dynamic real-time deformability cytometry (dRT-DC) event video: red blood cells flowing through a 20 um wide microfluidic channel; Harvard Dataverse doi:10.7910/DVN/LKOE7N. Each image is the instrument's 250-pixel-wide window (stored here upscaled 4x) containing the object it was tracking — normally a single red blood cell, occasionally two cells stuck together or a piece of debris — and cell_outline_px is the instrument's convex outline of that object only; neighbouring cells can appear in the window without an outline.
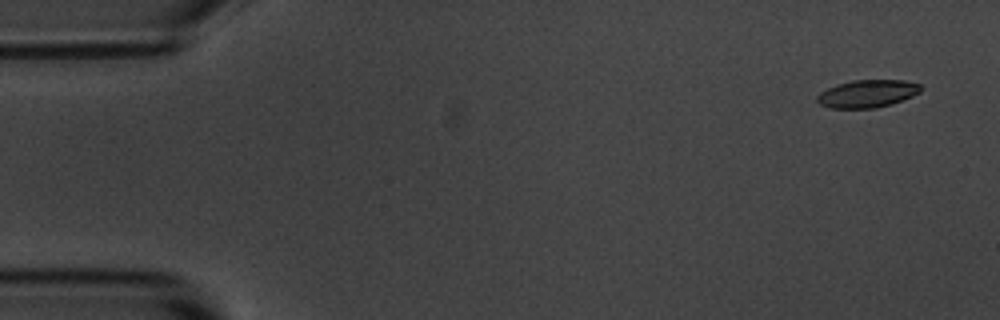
{"species": "common noctule bat (a hibernating species)", "species_latin": "Nyctalus noctula", "temperature_condition": "room temperature", "stored_images_in_passage": 5, "segment_of_instrument_passage": [1, 2], "camera_frame_rate_fps": 3000, "um_per_image_px": 0.085, "animal": {"sex": "male", "body_mass_g": 20.1, "forearm_length_mm": 53.5}, "frame": {"image": 1, "passage_image": 1, "time_ms": 0.0, "image_size_px": [1000, 320], "cell_outline_px": [[920, 92], [912, 96], [892, 104], [876, 108], [828, 108], [820, 104], [816, 100], [816, 96], [820, 92], [836, 84], [852, 80], [904, 80], [920, 84]], "centroid_in_image_um": [73.7, 7.96], "position_along_channel_um": 11.3, "area_um2": 16.76}}
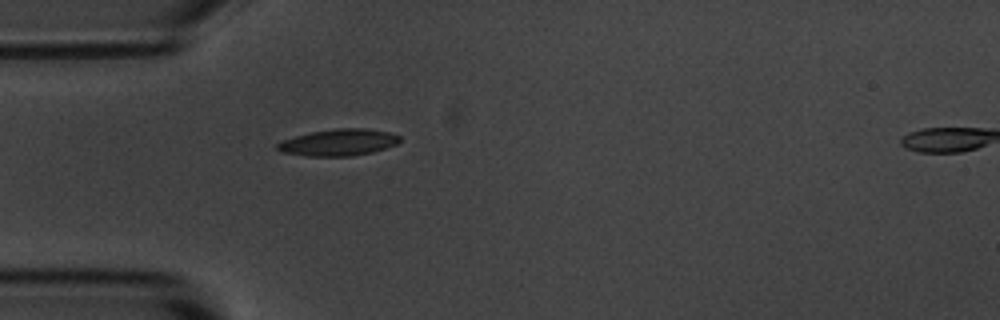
{"frame": {"image": 2, "passage_image": 4, "time_ms": 4.333, "image_size_px": [1000, 320], "cell_outline_px": [[400, 140], [396, 144], [372, 152], [352, 156], [304, 156], [280, 152], [276, 148], [276, 144], [284, 140], [296, 136], [312, 132], [336, 128], [364, 128], [388, 132], [400, 136]], "centroid_in_image_um": [28.75, 12.11], "position_along_channel_um": 56.3, "area_um2": 18.9}}